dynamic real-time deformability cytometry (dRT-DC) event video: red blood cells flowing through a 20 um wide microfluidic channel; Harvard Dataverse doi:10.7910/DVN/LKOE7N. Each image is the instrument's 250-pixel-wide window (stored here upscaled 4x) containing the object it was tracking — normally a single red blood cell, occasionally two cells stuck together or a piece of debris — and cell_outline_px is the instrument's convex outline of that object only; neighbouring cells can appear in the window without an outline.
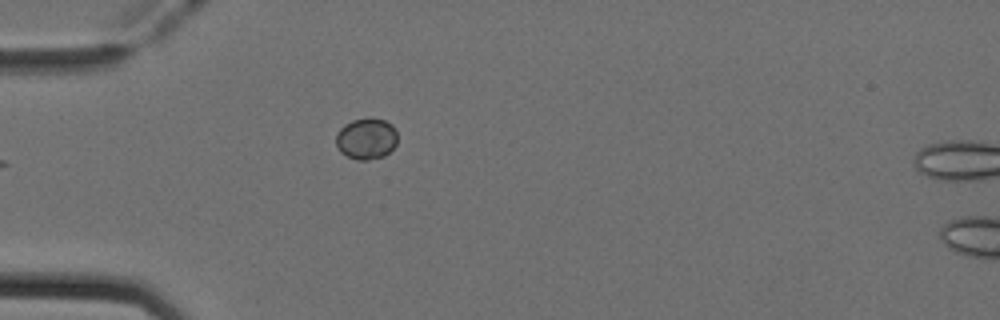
{"species": "Egyptian fruit bat (a non-hibernating species)", "species_latin": "Rousettus aegyptiacus", "temperature_condition": "cold", "stored_images_in_passage": 23, "camera_frame_rate_fps": 3000, "um_per_image_px": 0.085, "animal": {"sex": "female"}, "frame": {"image": 1, "passage_image": 1, "time_ms": 0.0, "image_size_px": [1000, 320], "cell_outline_px": [[396, 144], [384, 156], [368, 160], [356, 160], [340, 152], [336, 144], [336, 136], [340, 128], [344, 124], [352, 120], [372, 116], [384, 120], [392, 124], [396, 128]], "centroid_in_image_um": [31.14, 11.76], "position_along_channel_um": 53.9, "area_um2": 14.97}}